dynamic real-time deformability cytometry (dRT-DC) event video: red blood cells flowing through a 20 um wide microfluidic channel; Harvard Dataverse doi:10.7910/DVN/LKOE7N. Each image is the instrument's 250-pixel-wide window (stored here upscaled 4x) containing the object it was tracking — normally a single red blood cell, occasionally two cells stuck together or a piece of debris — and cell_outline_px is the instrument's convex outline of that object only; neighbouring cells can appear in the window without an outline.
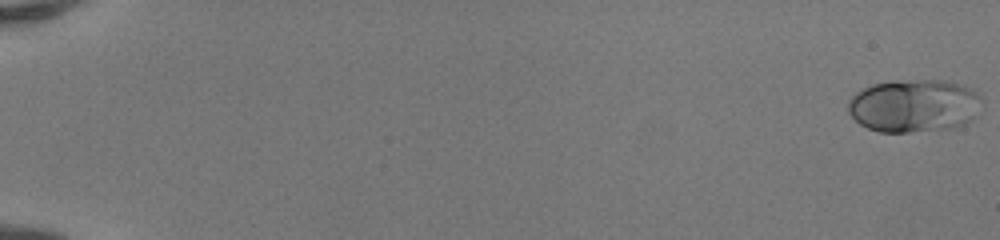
{"species": "human", "species_latin": "Homo sapiens", "temperature_condition": "room temperature", "stored_images_in_passage": 51, "camera_frame_rate_fps": 3000, "um_per_image_px": 0.085, "donor": {"sex": "female"}, "frame": {"image": 1, "passage_image": 1, "time_ms": 0.0, "image_size_px": [1000, 240], "cell_outline_px": [[980, 100], [976, 116], [964, 124], [952, 128], [908, 132], [880, 132], [868, 128], [860, 124], [848, 112], [848, 100], [856, 92], [872, 84], [916, 80], [944, 80], [968, 88], [976, 92], [980, 96]], "centroid_in_image_um": [77.67, 9.0], "position_along_channel_um": 7.3, "area_um2": 40.81}}
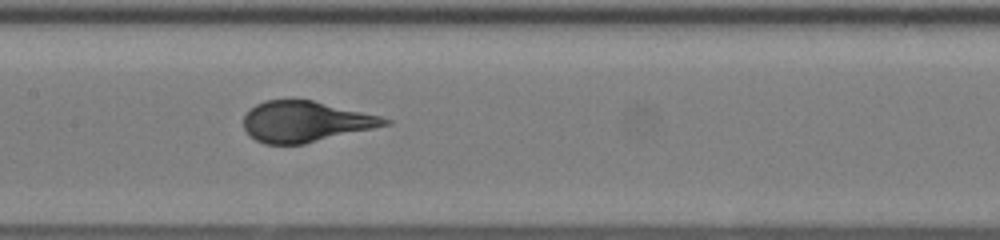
{"frame": {"image": 2, "passage_image": 28, "time_ms": 9.0, "image_size_px": [1000, 240], "cell_outline_px": [[392, 124], [304, 144], [264, 144], [256, 140], [244, 128], [244, 116], [256, 104], [264, 100], [312, 100], [380, 116], [392, 120]], "centroid_in_image_um": [25.98, 10.34], "position_along_channel_um": 181.4, "area_um2": 33.23}}
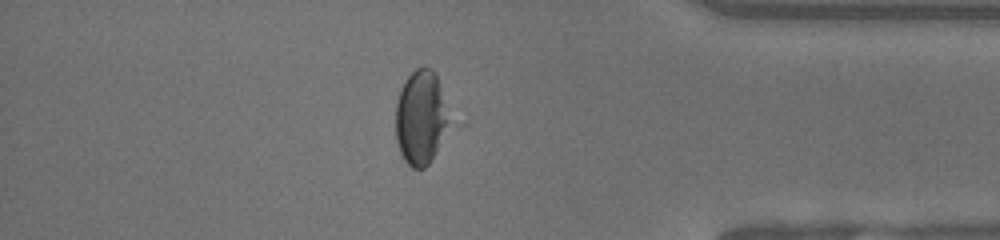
{"frame": {"image": 3, "passage_image": 45, "time_ms": 14.667, "image_size_px": [1000, 240], "cell_outline_px": [[448, 124], [428, 164], [424, 168], [412, 168], [404, 160], [400, 152], [396, 140], [396, 104], [400, 92], [408, 76], [416, 68], [424, 64], [432, 68], [436, 76]], "centroid_in_image_um": [35.69, 9.98], "position_along_channel_um": 399.5, "area_um2": 28.15}}